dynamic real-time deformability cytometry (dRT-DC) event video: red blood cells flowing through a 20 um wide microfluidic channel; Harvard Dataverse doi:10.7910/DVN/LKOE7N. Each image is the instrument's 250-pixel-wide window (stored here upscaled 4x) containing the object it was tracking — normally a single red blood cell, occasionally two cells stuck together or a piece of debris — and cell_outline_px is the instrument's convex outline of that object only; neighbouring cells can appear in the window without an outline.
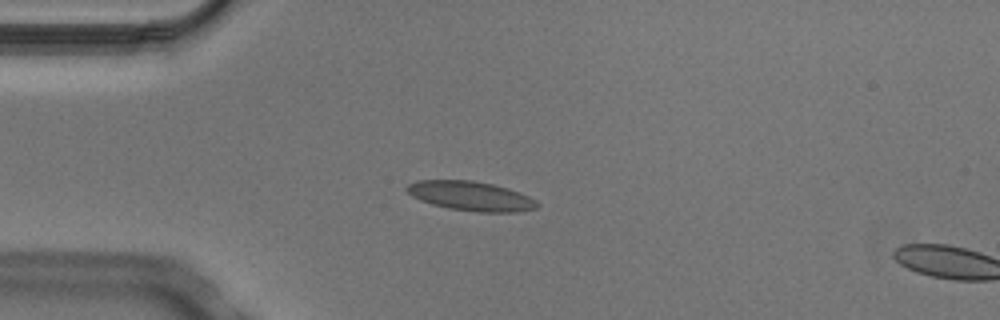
{"species": "Egyptian fruit bat (a non-hibernating species)", "species_latin": "Rousettus aegyptiacus", "temperature_condition": "cold", "stored_images_in_passage": 4, "camera_frame_rate_fps": 3000, "um_per_image_px": 0.085, "animal": {"sex": "male"}, "frame": {"image": 1, "passage_image": 3, "time_ms": 0.667, "image_size_px": [1000, 320], "cell_outline_px": [[540, 204], [536, 208], [516, 212], [476, 212], [448, 208], [432, 204], [420, 200], [412, 196], [404, 188], [408, 184], [416, 180], [472, 180], [492, 184], [508, 188], [520, 192], [536, 200]], "centroid_in_image_um": [40.01, 16.66], "position_along_channel_um": 45.0, "area_um2": 22.43}}